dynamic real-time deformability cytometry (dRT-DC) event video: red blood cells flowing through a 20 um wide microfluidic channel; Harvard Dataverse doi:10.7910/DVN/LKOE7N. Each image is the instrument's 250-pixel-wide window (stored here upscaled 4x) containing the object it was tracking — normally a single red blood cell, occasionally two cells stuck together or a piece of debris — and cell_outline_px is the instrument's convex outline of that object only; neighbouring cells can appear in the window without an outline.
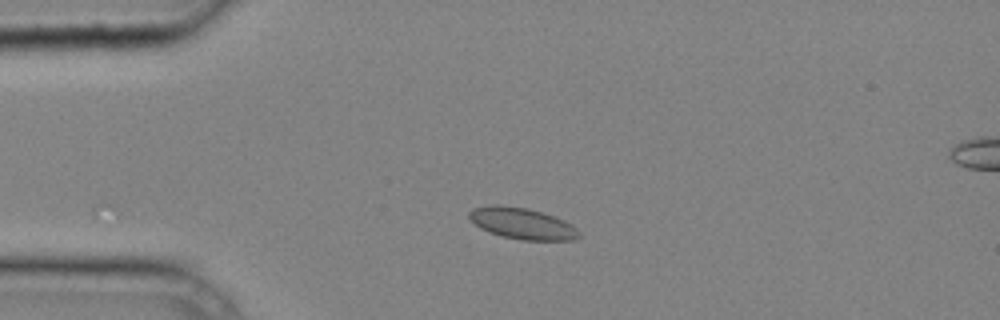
{"species": "common noctule bat (a hibernating species)", "species_latin": "Nyctalus noctula", "temperature_condition": "cold", "stored_images_in_passage": 32, "camera_frame_rate_fps": 3000, "um_per_image_px": 0.085, "animal": {"sex": "male", "body_mass_g": 20.4}, "frame": {"image": 1, "passage_image": 1, "time_ms": 0.0, "image_size_px": [1000, 320], "cell_outline_px": [[580, 236], [576, 240], [520, 240], [488, 232], [480, 228], [468, 216], [468, 212], [472, 208], [488, 204], [496, 204], [528, 208], [564, 220], [576, 228], [580, 232]], "centroid_in_image_um": [44.36, 18.99], "position_along_channel_um": 40.6, "area_um2": 20.06}}
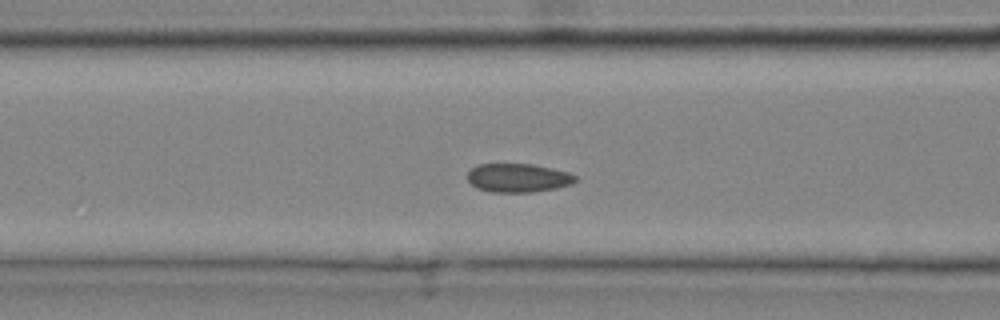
{"frame": {"image": 2, "passage_image": 8, "time_ms": 2.333, "image_size_px": [1000, 320], "cell_outline_px": [[576, 180], [572, 184], [556, 188], [532, 192], [492, 192], [476, 188], [468, 180], [468, 172], [476, 164], [532, 164], [552, 168], [568, 172], [576, 176]], "centroid_in_image_um": [44.03, 15.12], "position_along_channel_um": 122.6, "area_um2": 18.03}}
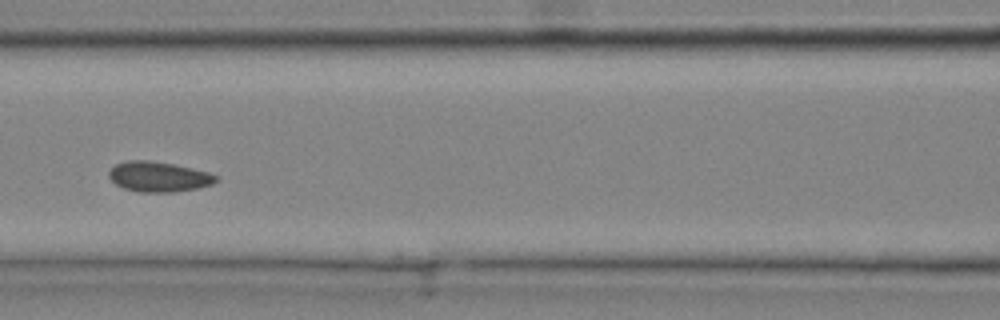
{"frame": {"image": 3, "passage_image": 10, "time_ms": 3.0, "image_size_px": [1000, 320], "cell_outline_px": [[220, 180], [212, 184], [196, 188], [172, 192], [140, 192], [124, 188], [116, 184], [108, 176], [108, 172], [116, 164], [128, 160], [148, 160], [172, 164], [192, 168], [208, 172], [220, 176]], "centroid_in_image_um": [13.51, 15.02], "position_along_channel_um": 153.1, "area_um2": 18.79}}